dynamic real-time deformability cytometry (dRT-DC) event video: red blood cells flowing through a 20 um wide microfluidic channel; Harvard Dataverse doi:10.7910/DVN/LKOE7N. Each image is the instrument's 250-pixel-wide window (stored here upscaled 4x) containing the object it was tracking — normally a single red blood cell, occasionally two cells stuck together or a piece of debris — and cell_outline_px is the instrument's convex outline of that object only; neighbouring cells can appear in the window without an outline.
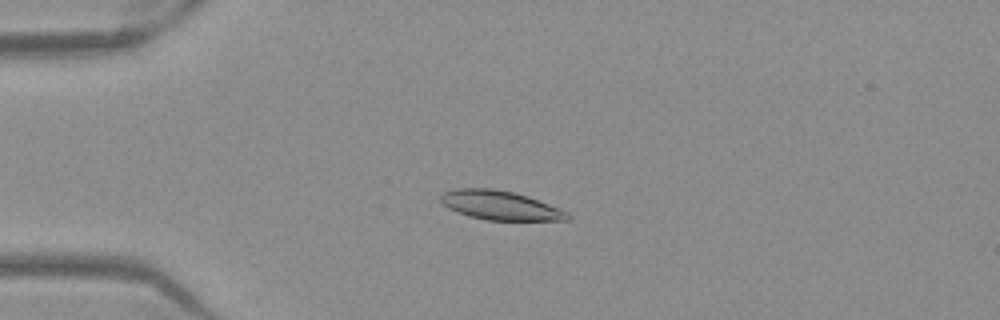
{"species": "Egyptian fruit bat (a non-hibernating species)", "species_latin": "Rousettus aegyptiacus", "temperature_condition": "warm", "stored_images_in_passage": 53, "camera_frame_rate_fps": 3000, "um_per_image_px": 0.085, "frame": {"image": 1, "passage_image": 14, "time_ms": 4.333, "image_size_px": [1000, 320], "cell_outline_px": [[572, 216], [568, 220], [488, 220], [468, 216], [448, 208], [440, 200], [440, 196], [444, 192], [456, 188], [492, 188], [512, 192], [528, 196], [560, 208], [568, 212]], "centroid_in_image_um": [42.53, 17.45], "position_along_channel_um": 42.5, "area_um2": 21.5}}
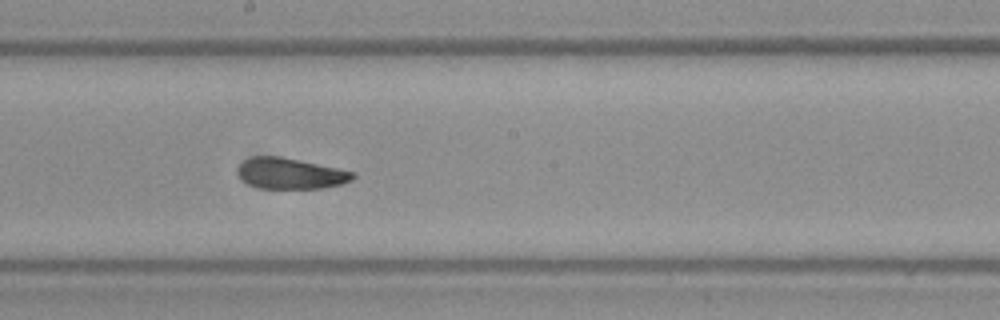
{"frame": {"image": 2, "passage_image": 30, "time_ms": 9.667, "image_size_px": [1000, 320], "cell_outline_px": [[356, 176], [352, 180], [340, 184], [324, 188], [260, 188], [248, 184], [236, 172], [240, 164], [244, 160], [252, 156], [280, 156], [300, 160], [356, 172]], "centroid_in_image_um": [24.7, 14.74], "position_along_channel_um": 223.5, "area_um2": 20.69}}
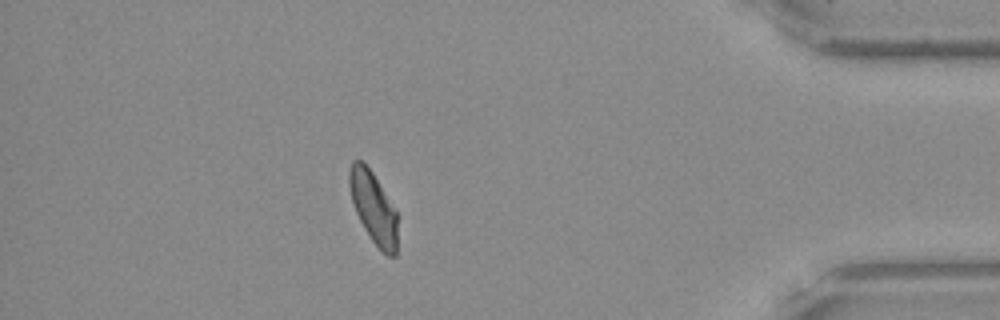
{"frame": {"image": 3, "passage_image": 47, "time_ms": 15.333, "image_size_px": [1000, 320], "cell_outline_px": [[396, 256], [388, 256], [372, 240], [364, 228], [356, 212], [352, 200], [348, 184], [348, 172], [352, 160], [360, 160], [372, 172], [396, 212]], "centroid_in_image_um": [31.7, 17.62], "position_along_channel_um": 403.5, "area_um2": 19.48}, "authors_computed_cell_mechanics": {"area_um2": 21.1548, "velocity_mm_per_s": 3.9091, "shape_relaxation_time_tau1_ms": 3.412, "shape_relaxation_time_tau2_ms": 2.4768, "deformation_change_tau1": 0.127, "deformation_change_tau2": 0.0731}}